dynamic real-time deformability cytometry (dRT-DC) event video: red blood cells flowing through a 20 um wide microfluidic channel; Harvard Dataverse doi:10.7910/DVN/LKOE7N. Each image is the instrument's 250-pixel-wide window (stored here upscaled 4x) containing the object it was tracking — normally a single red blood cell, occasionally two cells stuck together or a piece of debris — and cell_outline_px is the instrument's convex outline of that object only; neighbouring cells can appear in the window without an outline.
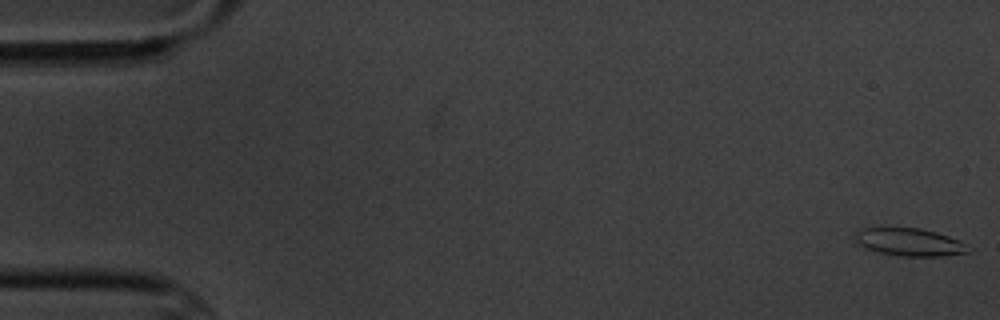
{"species": "common noctule bat (a hibernating species)", "species_latin": "Nyctalus noctula", "temperature_condition": "cold", "stored_images_in_passage": 6, "camera_frame_rate_fps": 3000, "um_per_image_px": 0.085, "animal": {"sex": "male", "body_mass_g": 20.1, "forearm_length_mm": 53.5}, "frame": {"image": 1, "passage_image": 1, "time_ms": 0.0, "image_size_px": [1000, 320], "cell_outline_px": [[972, 252], [940, 256], [900, 256], [880, 252], [856, 244], [852, 236], [860, 228], [920, 228], [936, 232], [960, 240], [972, 248]], "centroid_in_image_um": [77.32, 20.58], "position_along_channel_um": 7.7, "area_um2": 18.44}}
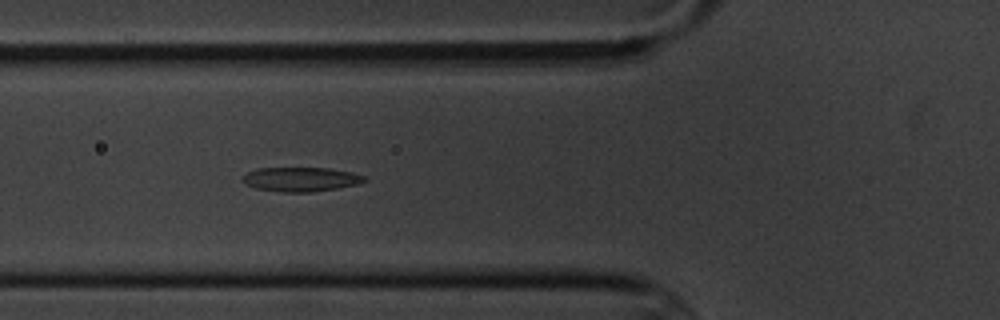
{"frame": {"image": 2, "passage_image": 6, "time_ms": 6.667, "image_size_px": [1000, 320], "cell_outline_px": [[368, 180], [356, 184], [336, 188], [312, 192], [280, 192], [256, 188], [244, 184], [244, 176], [248, 172], [256, 168], [328, 168], [352, 172], [368, 176]], "centroid_in_image_um": [25.6, 15.24], "position_along_channel_um": 100.2, "area_um2": 17.22}}